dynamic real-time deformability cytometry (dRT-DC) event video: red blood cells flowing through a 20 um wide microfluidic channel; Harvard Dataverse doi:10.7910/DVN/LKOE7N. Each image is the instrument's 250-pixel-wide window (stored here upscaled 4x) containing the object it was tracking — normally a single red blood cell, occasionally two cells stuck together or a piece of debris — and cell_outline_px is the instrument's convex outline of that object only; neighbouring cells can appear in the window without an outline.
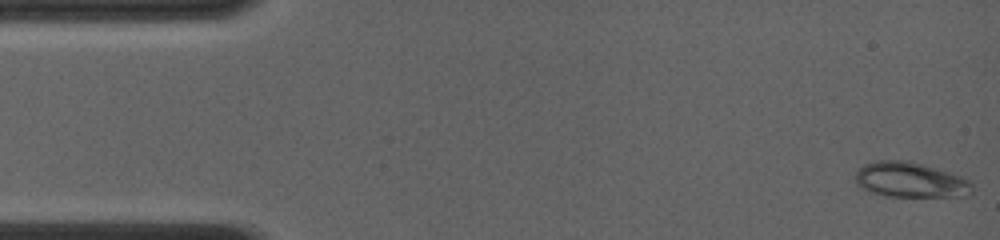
{"species": "common noctule bat (a hibernating species)", "species_latin": "Nyctalus noctula", "temperature_condition": "room temperature", "stored_images_in_passage": 59, "camera_frame_rate_fps": 4000, "um_per_image_px": 0.085, "animal": {"sex": "female", "body_mass_g": 19.0, "forearm_length_mm": 56.7}, "frame": {"image": 1, "passage_image": 1, "time_ms": 0.0, "image_size_px": [1000, 240], "cell_outline_px": [[972, 192], [968, 196], [884, 196], [868, 192], [856, 184], [852, 176], [864, 164], [876, 160], [908, 160], [952, 172], [968, 180], [972, 184]], "centroid_in_image_um": [77.34, 15.28], "position_along_channel_um": 7.7, "area_um2": 24.33}}
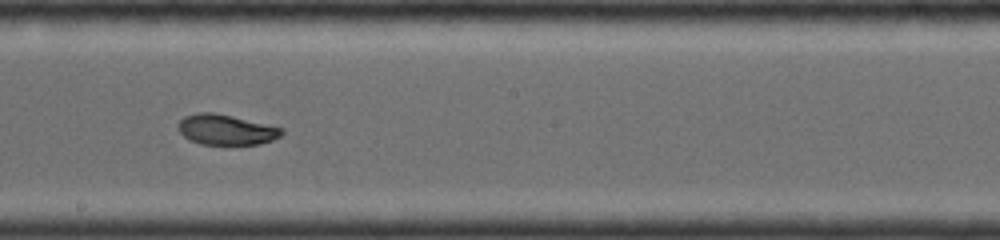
{"frame": {"image": 2, "passage_image": 34, "time_ms": 8.25, "image_size_px": [1000, 240], "cell_outline_px": [[284, 132], [280, 136], [272, 140], [260, 144], [200, 144], [188, 140], [176, 128], [176, 124], [184, 116], [196, 112], [216, 112], [284, 128]], "centroid_in_image_um": [19.18, 11.01], "position_along_channel_um": 229.0, "area_um2": 18.55}}
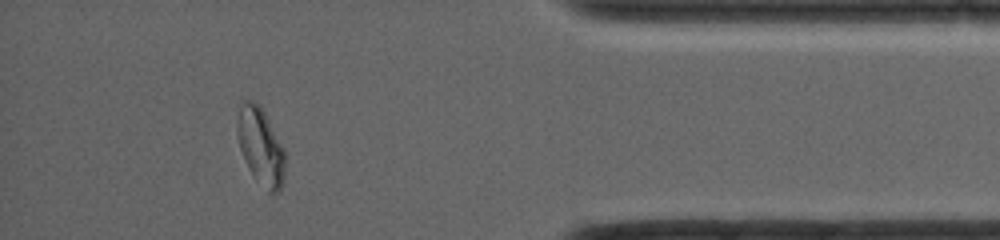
{"frame": {"image": 3, "passage_image": 54, "time_ms": 13.25, "image_size_px": [1000, 240], "cell_outline_px": [[284, 180], [280, 188], [276, 192], [268, 192], [252, 172], [244, 160], [240, 148], [236, 132], [236, 120], [240, 104], [244, 100], [252, 100], [264, 112], [284, 148]], "centroid_in_image_um": [22.13, 12.4], "position_along_channel_um": 413.1, "area_um2": 21.1}, "authors_computed_cell_mechanics": {"area_um2": 19.7098, "velocity_mm_per_s": 4.1489, "shape_relaxation_time_tau1_ms": null, "shape_relaxation_time_tau2_ms": 1.3223, "deformation_change_tau1": null, "deformation_change_tau2": 0.0385}}